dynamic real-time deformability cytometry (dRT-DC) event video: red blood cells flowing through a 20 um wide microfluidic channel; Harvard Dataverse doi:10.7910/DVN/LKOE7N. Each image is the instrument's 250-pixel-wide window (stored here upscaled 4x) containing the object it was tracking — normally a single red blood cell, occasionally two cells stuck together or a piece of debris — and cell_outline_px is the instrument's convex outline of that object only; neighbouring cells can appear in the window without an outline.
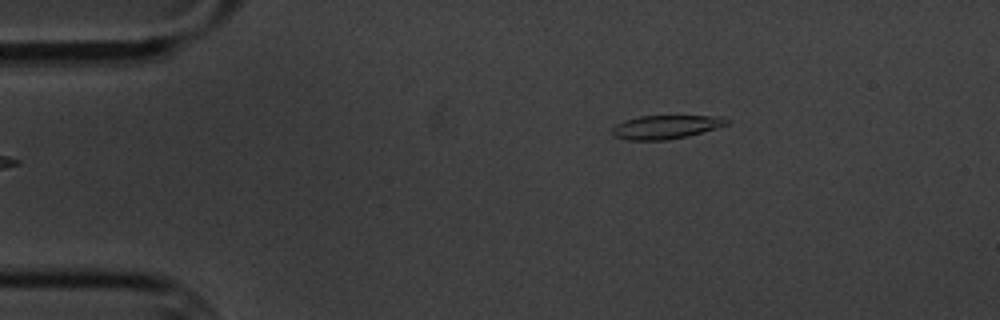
{"species": "common noctule bat (a hibernating species)", "species_latin": "Nyctalus noctula", "temperature_condition": "cold", "stored_images_in_passage": 5, "camera_frame_rate_fps": 3000, "um_per_image_px": 0.085, "animal": {"sex": "male", "body_mass_g": 20.1, "forearm_length_mm": 53.5}, "frame": {"image": 1, "passage_image": 5, "time_ms": 5.667, "image_size_px": [1000, 320], "cell_outline_px": [[728, 124], [716, 128], [688, 136], [668, 140], [628, 140], [612, 136], [612, 128], [616, 124], [624, 120], [640, 116], [724, 116], [728, 120]], "centroid_in_image_um": [56.57, 10.8], "position_along_channel_um": 28.4, "area_um2": 15.84}}